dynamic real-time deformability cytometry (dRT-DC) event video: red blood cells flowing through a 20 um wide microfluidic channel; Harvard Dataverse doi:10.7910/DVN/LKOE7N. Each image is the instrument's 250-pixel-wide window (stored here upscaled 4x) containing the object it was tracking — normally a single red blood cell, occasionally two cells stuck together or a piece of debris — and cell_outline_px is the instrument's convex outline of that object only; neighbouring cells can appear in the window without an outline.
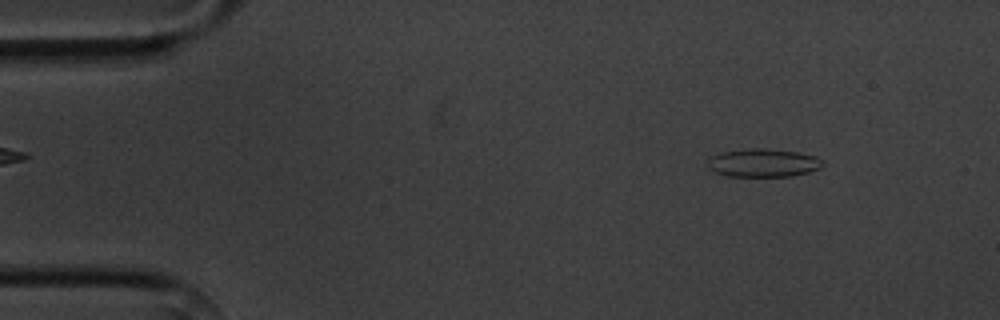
{"species": "common noctule bat (a hibernating species)", "species_latin": "Nyctalus noctula", "temperature_condition": "cold", "stored_images_in_passage": 8, "camera_frame_rate_fps": 3000, "um_per_image_px": 0.085, "animal": {"sex": "male", "body_mass_g": 20.1, "forearm_length_mm": 53.5}, "frame": {"image": 1, "passage_image": 1, "time_ms": 0.0, "image_size_px": [1000, 320], "cell_outline_px": [[824, 164], [820, 168], [808, 172], [792, 176], [728, 176], [716, 172], [708, 168], [708, 160], [712, 156], [720, 152], [752, 148], [764, 148], [800, 152], [816, 156], [824, 160]], "centroid_in_image_um": [64.91, 13.83], "position_along_channel_um": 20.1, "area_um2": 19.02}}
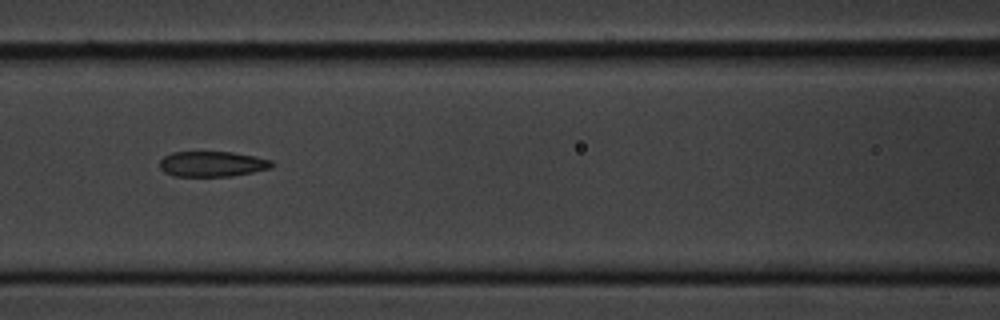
{"frame": {"image": 2, "passage_image": 6, "time_ms": 5.667, "image_size_px": [1000, 320], "cell_outline_px": [[276, 164], [272, 168], [232, 176], [172, 176], [164, 172], [160, 168], [160, 160], [164, 156], [172, 152], [232, 152], [256, 156], [272, 160]], "centroid_in_image_um": [18.07, 13.94], "position_along_channel_um": 148.5, "area_um2": 16.76}}
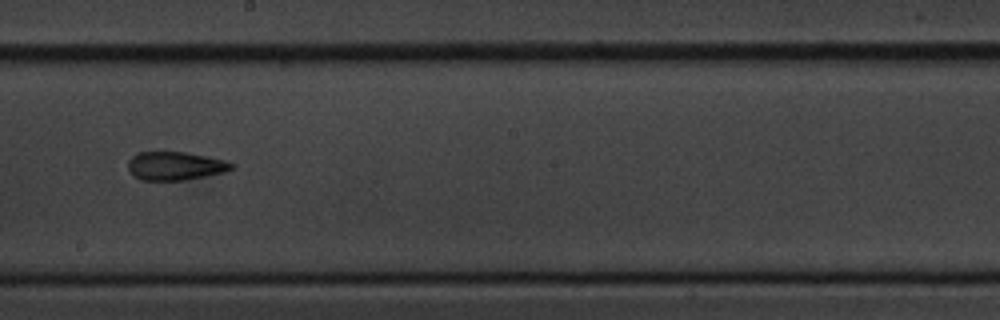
{"frame": {"image": 3, "passage_image": 8, "time_ms": 8.0, "image_size_px": [1000, 320], "cell_outline_px": [[236, 168], [224, 172], [184, 180], [140, 180], [132, 176], [128, 168], [128, 160], [136, 152], [184, 152], [224, 160], [236, 164]], "centroid_in_image_um": [14.87, 14.1], "position_along_channel_um": 233.3, "area_um2": 17.22}}